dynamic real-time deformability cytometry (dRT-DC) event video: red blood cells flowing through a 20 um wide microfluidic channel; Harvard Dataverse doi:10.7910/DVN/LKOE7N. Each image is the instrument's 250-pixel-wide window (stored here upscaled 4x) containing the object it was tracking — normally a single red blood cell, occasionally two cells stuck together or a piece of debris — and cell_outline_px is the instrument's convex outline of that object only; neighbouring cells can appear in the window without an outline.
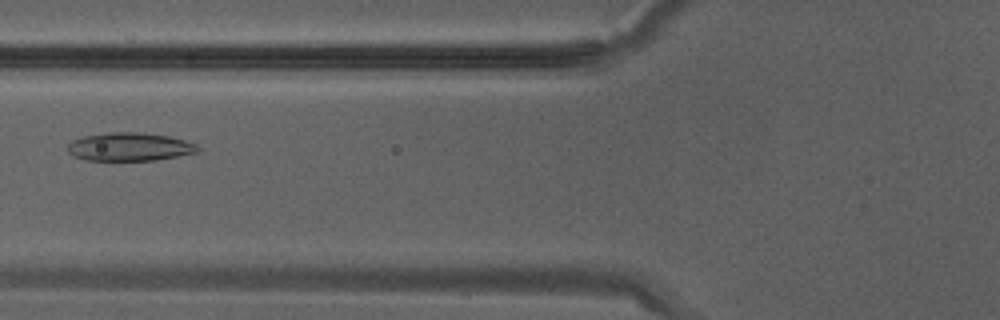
{"species": "Egyptian fruit bat (a non-hibernating species)", "species_latin": "Rousettus aegyptiacus", "temperature_condition": "warm", "stored_images_in_passage": 31, "camera_frame_rate_fps": 3000, "um_per_image_px": 0.085, "animal": {"sex": "male"}, "frame": {"image": 1, "passage_image": 10, "time_ms": 3.0, "image_size_px": [1000, 320], "cell_outline_px": [[200, 148], [196, 152], [156, 160], [88, 160], [72, 156], [68, 152], [68, 144], [72, 140], [84, 136], [112, 132], [136, 132], [168, 136], [184, 140], [196, 144]], "centroid_in_image_um": [10.98, 12.48], "position_along_channel_um": 114.8, "area_um2": 21.21}}
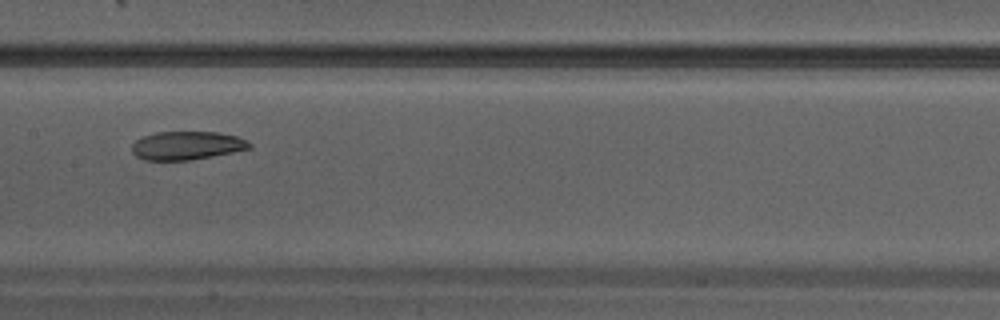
{"frame": {"image": 2, "passage_image": 14, "time_ms": 4.333, "image_size_px": [1000, 320], "cell_outline_px": [[252, 148], [192, 160], [144, 160], [136, 156], [132, 152], [132, 144], [136, 140], [144, 136], [156, 132], [220, 132], [236, 136], [252, 144]], "centroid_in_image_um": [15.87, 12.37], "position_along_channel_um": 191.5, "area_um2": 19.42}}